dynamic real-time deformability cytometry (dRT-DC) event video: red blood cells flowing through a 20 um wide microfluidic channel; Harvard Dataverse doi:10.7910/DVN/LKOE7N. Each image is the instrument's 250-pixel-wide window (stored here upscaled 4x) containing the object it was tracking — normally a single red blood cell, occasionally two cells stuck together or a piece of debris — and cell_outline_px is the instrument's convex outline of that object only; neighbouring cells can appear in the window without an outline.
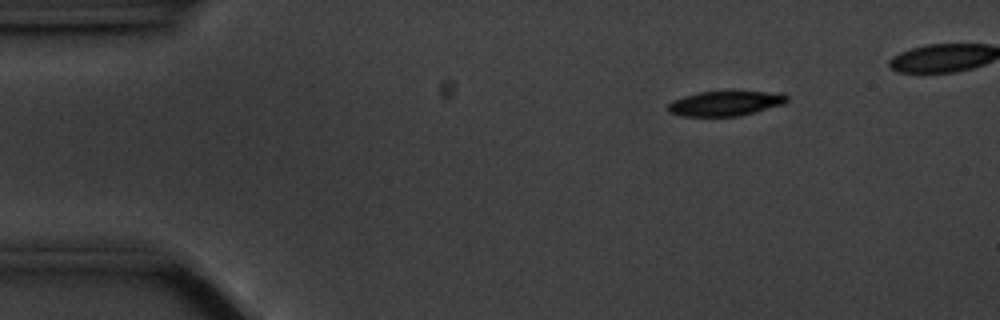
{"species": "common noctule bat (a hibernating species)", "species_latin": "Nyctalus noctula", "temperature_condition": "cold", "stored_images_in_passage": 44, "camera_frame_rate_fps": 3000, "um_per_image_px": 0.085, "animal": {"sex": "male", "body_mass_g": 20.1, "forearm_length_mm": 53.5}, "frame": {"image": 1, "passage_image": 1, "time_ms": 0.0, "image_size_px": [1000, 320], "cell_outline_px": [[788, 100], [784, 104], [756, 112], [740, 116], [680, 116], [668, 112], [668, 104], [672, 100], [684, 96], [700, 92], [764, 92], [788, 96]], "centroid_in_image_um": [61.6, 8.81], "position_along_channel_um": 23.4, "area_um2": 16.99}}
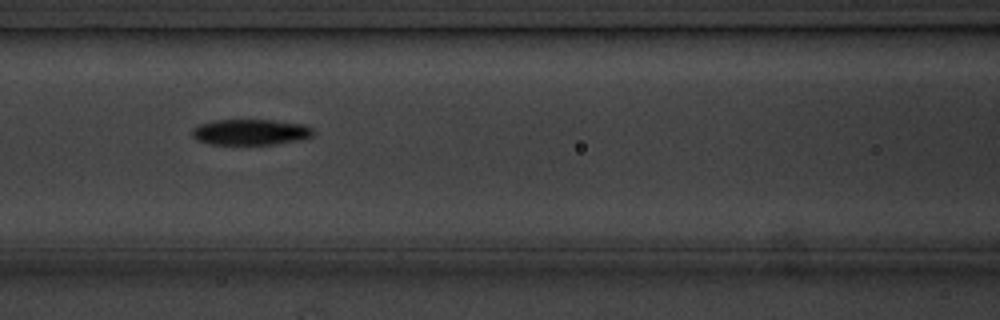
{"frame": {"image": 2, "passage_image": 17, "time_ms": 5.333, "image_size_px": [1000, 320], "cell_outline_px": [[316, 132], [312, 136], [296, 140], [272, 144], [208, 144], [196, 140], [192, 136], [192, 128], [200, 124], [216, 120], [276, 120], [304, 124], [312, 128]], "centroid_in_image_um": [21.28, 11.22], "position_along_channel_um": 145.3, "area_um2": 18.21}}
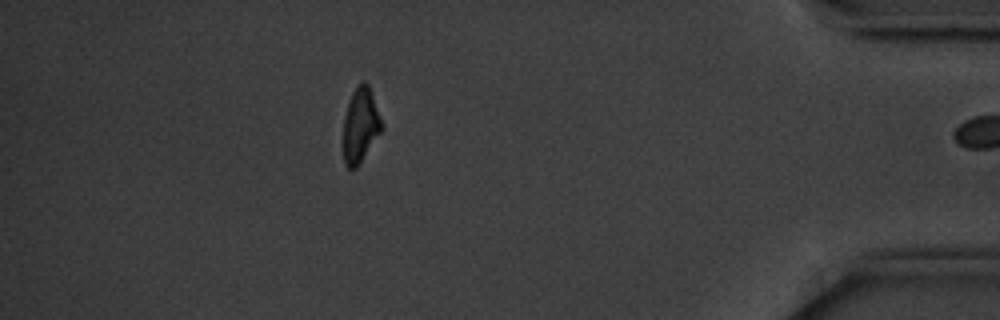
{"frame": {"image": 3, "passage_image": 43, "time_ms": 14.0, "image_size_px": [1000, 320], "cell_outline_px": [[384, 128], [356, 168], [348, 168], [344, 164], [344, 116], [348, 100], [352, 92], [360, 80], [364, 80], [368, 84], [384, 124]], "centroid_in_image_um": [30.65, 10.6], "position_along_channel_um": 404.5, "area_um2": 16.88}}